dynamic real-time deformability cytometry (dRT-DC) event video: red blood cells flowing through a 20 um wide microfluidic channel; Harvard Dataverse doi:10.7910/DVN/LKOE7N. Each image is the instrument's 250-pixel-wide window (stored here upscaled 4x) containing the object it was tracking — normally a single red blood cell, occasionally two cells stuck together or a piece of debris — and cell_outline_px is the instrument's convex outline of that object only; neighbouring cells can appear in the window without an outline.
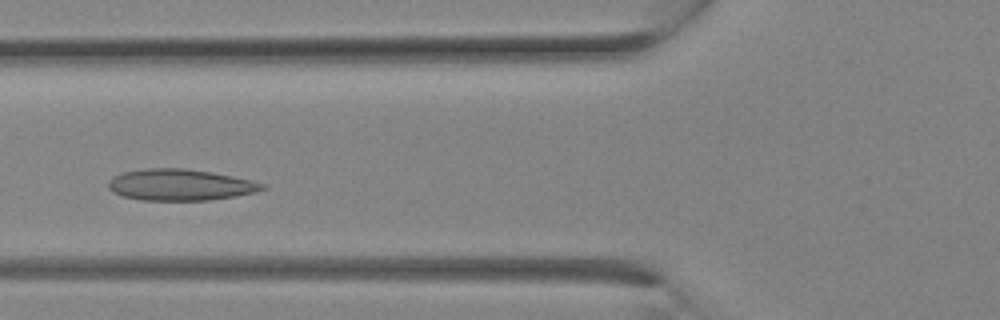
{"species": "Egyptian fruit bat (a non-hibernating species)", "species_latin": "Rousettus aegyptiacus", "temperature_condition": "room temperature", "stored_images_in_passage": 8, "camera_frame_rate_fps": 3000, "um_per_image_px": 0.085, "animal": {"sex": "female"}, "frame": {"image": 1, "passage_image": 7, "time_ms": 2.0, "image_size_px": [1000, 320], "cell_outline_px": [[268, 188], [256, 192], [236, 196], [208, 200], [140, 200], [124, 196], [112, 192], [108, 188], [108, 180], [112, 176], [124, 172], [144, 168], [184, 168], [212, 172], [252, 180], [264, 184]], "centroid_in_image_um": [15.31, 15.71], "position_along_channel_um": 110.5, "area_um2": 28.26}}